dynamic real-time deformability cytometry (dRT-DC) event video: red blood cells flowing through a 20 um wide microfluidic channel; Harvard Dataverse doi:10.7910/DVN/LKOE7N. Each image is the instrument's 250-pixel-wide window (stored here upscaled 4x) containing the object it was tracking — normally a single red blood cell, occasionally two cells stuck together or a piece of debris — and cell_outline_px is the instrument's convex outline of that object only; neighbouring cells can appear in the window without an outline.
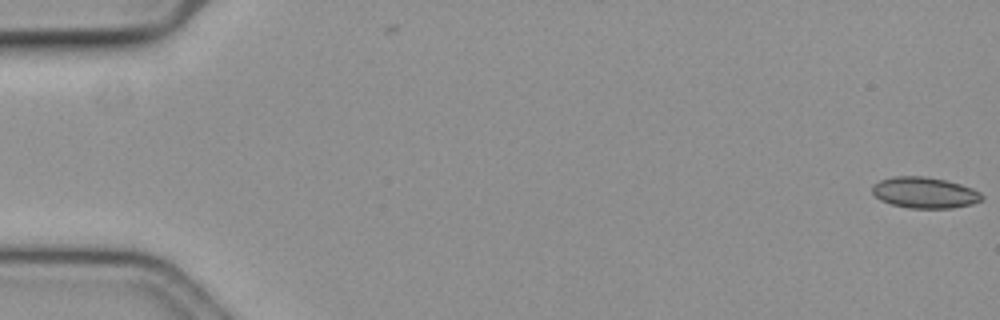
{"species": "common noctule bat (a hibernating species)", "species_latin": "Nyctalus noctula", "temperature_condition": "cold", "stored_images_in_passage": 9, "camera_frame_rate_fps": 3000, "um_per_image_px": 0.085, "animal": {"sex": "female", "body_mass_g": 19.3, "forearm_length_mm": 54.1}, "frame": {"image": 1, "passage_image": 1, "time_ms": 0.0, "image_size_px": [1000, 320], "cell_outline_px": [[984, 200], [972, 204], [952, 208], [908, 208], [892, 204], [880, 200], [872, 192], [872, 184], [880, 180], [892, 176], [924, 176], [944, 180], [960, 184], [972, 188], [980, 192], [984, 196]], "centroid_in_image_um": [78.6, 16.37], "position_along_channel_um": 6.4, "area_um2": 19.94}}